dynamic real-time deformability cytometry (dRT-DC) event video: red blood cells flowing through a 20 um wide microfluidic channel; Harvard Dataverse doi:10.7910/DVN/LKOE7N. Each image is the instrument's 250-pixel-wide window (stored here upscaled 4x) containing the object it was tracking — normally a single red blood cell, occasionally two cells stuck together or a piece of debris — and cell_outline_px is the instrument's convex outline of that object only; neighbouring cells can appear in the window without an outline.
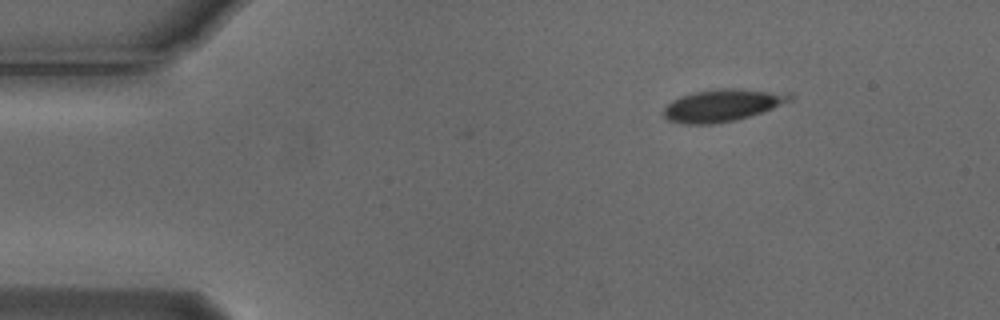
{"species": "Egyptian fruit bat (a non-hibernating species)", "species_latin": "Rousettus aegyptiacus", "temperature_condition": "cold", "stored_images_in_passage": 4, "camera_frame_rate_fps": 3000, "um_per_image_px": 0.085, "animal": {"sex": "male"}, "frame": {"image": 1, "passage_image": 1, "time_ms": 0.0, "image_size_px": [1000, 320], "cell_outline_px": [[796, 96], [792, 100], [772, 108], [736, 120], [712, 124], [684, 124], [668, 120], [664, 116], [664, 108], [672, 100], [680, 96], [696, 92], [716, 88], [736, 88], [792, 92]], "centroid_in_image_um": [61.46, 8.93], "position_along_channel_um": 23.5, "area_um2": 23.87}}
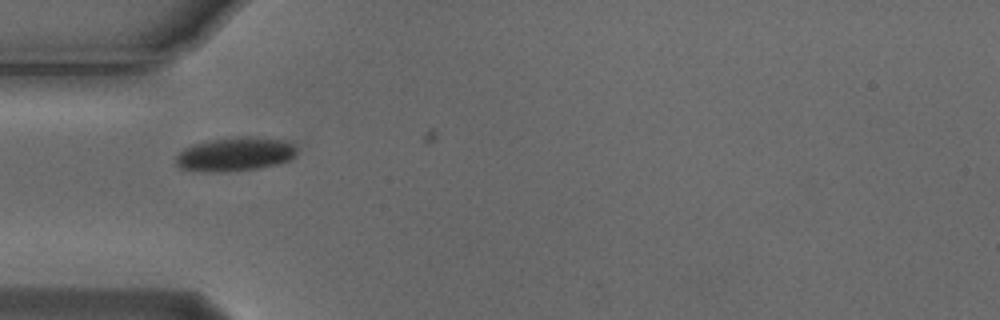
{"frame": {"image": 2, "passage_image": 3, "time_ms": 0.667, "image_size_px": [1000, 320], "cell_outline_px": [[296, 156], [288, 160], [276, 164], [260, 168], [180, 168], [176, 164], [176, 156], [184, 148], [192, 144], [212, 140], [236, 136], [252, 136], [280, 140], [296, 144]], "centroid_in_image_um": [20.07, 13.02], "position_along_channel_um": 64.9, "area_um2": 22.54}}